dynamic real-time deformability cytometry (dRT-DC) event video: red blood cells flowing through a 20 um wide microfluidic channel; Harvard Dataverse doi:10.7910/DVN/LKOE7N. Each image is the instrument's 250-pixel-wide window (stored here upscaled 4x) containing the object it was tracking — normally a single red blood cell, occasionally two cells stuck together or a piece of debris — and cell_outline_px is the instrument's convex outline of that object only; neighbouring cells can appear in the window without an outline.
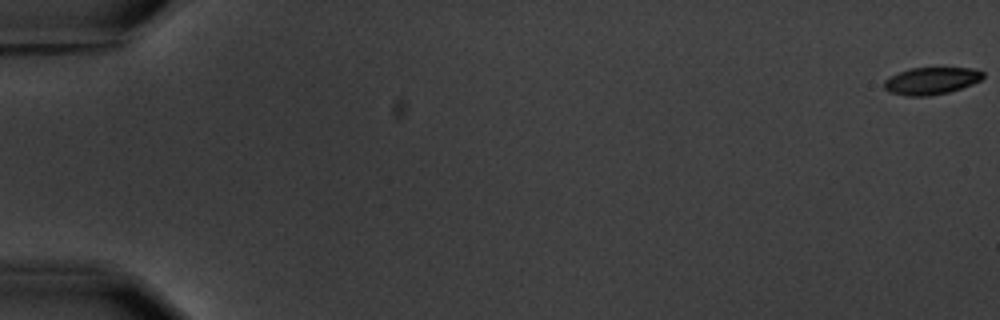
{"species": "common noctule bat (a hibernating species)", "species_latin": "Nyctalus noctula", "temperature_condition": "warm", "stored_images_in_passage": 9, "camera_frame_rate_fps": 3000, "um_per_image_px": 0.085, "animal": {"sex": "male", "body_mass_g": 20.1, "forearm_length_mm": 53.5}, "frame": {"image": 1, "passage_image": 1, "time_ms": 0.0, "image_size_px": [1000, 320], "cell_outline_px": [[984, 76], [980, 80], [972, 84], [948, 92], [928, 96], [908, 96], [888, 92], [884, 88], [884, 80], [900, 72], [912, 68], [972, 68], [984, 72]], "centroid_in_image_um": [79.15, 6.87], "position_along_channel_um": 5.8, "area_um2": 15.49}}
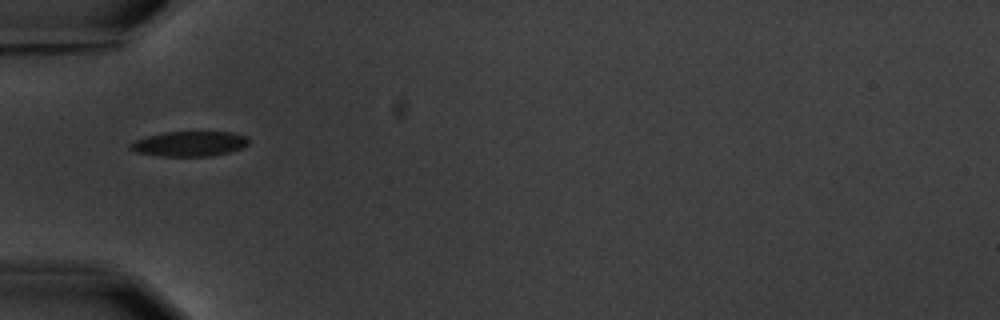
{"frame": {"image": 2, "passage_image": 6, "time_ms": 6.667, "image_size_px": [1000, 320], "cell_outline_px": [[248, 144], [240, 148], [228, 152], [212, 156], [160, 156], [136, 152], [128, 148], [128, 144], [136, 140], [148, 136], [164, 132], [232, 132], [248, 136]], "centroid_in_image_um": [16.09, 12.22], "position_along_channel_um": 68.9, "area_um2": 17.22}}
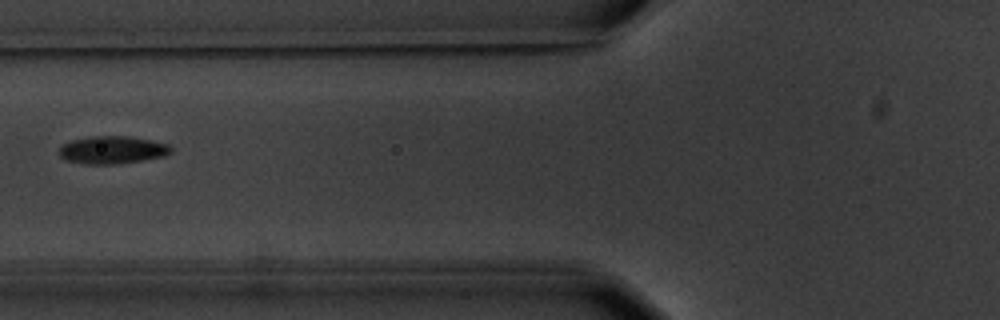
{"frame": {"image": 3, "passage_image": 7, "time_ms": 8.0, "image_size_px": [1000, 320], "cell_outline_px": [[172, 152], [164, 156], [140, 160], [112, 164], [84, 164], [64, 160], [60, 156], [60, 148], [64, 144], [72, 140], [88, 136], [128, 136], [168, 144], [172, 148]], "centroid_in_image_um": [9.52, 12.74], "position_along_channel_um": 116.3, "area_um2": 17.86}}